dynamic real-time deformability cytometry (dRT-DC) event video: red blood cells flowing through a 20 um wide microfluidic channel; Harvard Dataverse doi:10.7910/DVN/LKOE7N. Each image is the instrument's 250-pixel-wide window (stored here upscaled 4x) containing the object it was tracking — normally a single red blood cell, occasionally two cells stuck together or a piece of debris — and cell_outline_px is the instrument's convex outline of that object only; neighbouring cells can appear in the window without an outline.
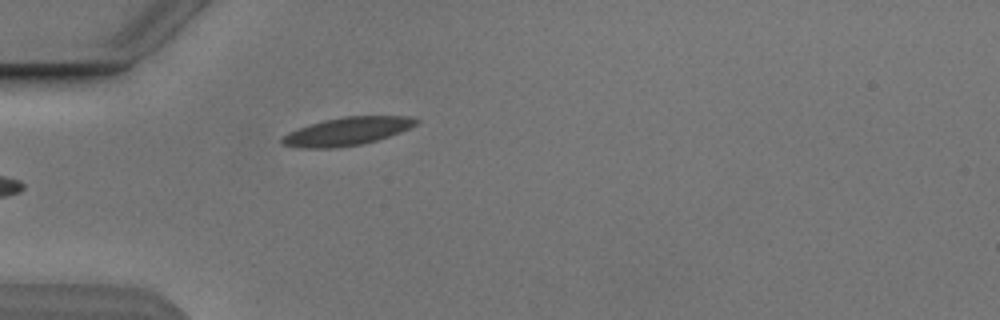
{"species": "Egyptian fruit bat (a non-hibernating species)", "species_latin": "Rousettus aegyptiacus", "temperature_condition": "cold", "stored_images_in_passage": 5, "camera_frame_rate_fps": 3000, "um_per_image_px": 0.085, "animal": {"sex": "male"}, "frame": {"image": 1, "passage_image": 5, "time_ms": 4.667, "image_size_px": [1000, 320], "cell_outline_px": [[420, 120], [416, 124], [400, 132], [376, 140], [360, 144], [332, 148], [304, 148], [284, 144], [280, 140], [288, 132], [324, 120], [344, 116], [408, 116]], "centroid_in_image_um": [29.52, 11.15], "position_along_channel_um": 55.5, "area_um2": 21.44}}